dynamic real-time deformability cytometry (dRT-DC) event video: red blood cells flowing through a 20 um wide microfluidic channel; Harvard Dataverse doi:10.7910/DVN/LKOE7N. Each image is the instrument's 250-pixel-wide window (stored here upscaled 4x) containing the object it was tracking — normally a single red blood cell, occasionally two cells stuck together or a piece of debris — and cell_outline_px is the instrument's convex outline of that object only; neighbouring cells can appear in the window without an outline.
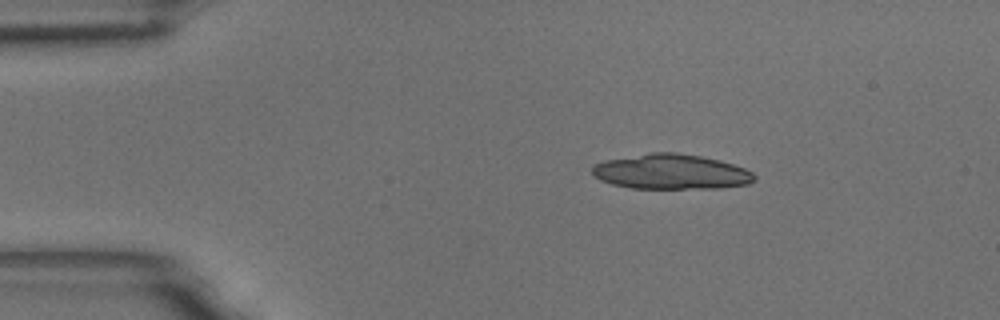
{"species": "common noctule bat (a hibernating species)", "species_latin": "Nyctalus noctula", "temperature_condition": "room temperature", "stored_images_in_passage": 19, "camera_frame_rate_fps": 3000, "um_per_image_px": 0.085, "animal": {"sex": "male", "body_mass_g": 18.8}, "frame": {"image": 1, "passage_image": 1, "time_ms": 0.0, "image_size_px": [1000, 320], "cell_outline_px": [[756, 180], [748, 184], [720, 188], [632, 188], [612, 184], [600, 180], [592, 172], [592, 168], [596, 164], [604, 160], [652, 152], [676, 152], [700, 156], [720, 160], [744, 168], [752, 172], [756, 176]], "centroid_in_image_um": [57.07, 14.6], "position_along_channel_um": 27.9, "area_um2": 33.06}}